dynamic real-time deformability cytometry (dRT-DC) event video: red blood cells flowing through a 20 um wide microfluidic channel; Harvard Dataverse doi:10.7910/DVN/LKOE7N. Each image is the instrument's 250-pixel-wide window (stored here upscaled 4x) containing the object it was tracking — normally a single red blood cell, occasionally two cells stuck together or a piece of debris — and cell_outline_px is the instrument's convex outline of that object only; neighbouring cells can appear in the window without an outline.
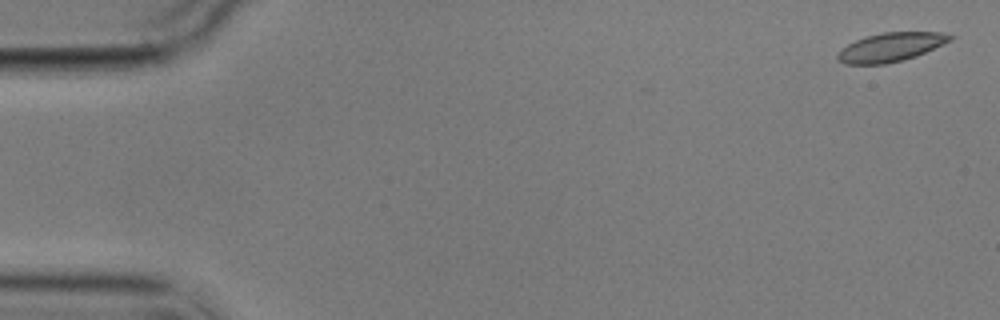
{"species": "common noctule bat (a hibernating species)", "species_latin": "Nyctalus noctula", "temperature_condition": "cold", "stored_images_in_passage": 4, "camera_frame_rate_fps": 3000, "um_per_image_px": 0.085, "animal": {"sex": "male", "body_mass_g": 17.9}, "frame": {"image": 1, "passage_image": 1, "time_ms": 0.0, "image_size_px": [1000, 320], "cell_outline_px": [[956, 36], [952, 40], [944, 44], [916, 56], [904, 60], [884, 64], [844, 64], [836, 60], [836, 56], [848, 44], [856, 40], [868, 36], [884, 32], [940, 32]], "centroid_in_image_um": [75.75, 4.01], "position_along_channel_um": 9.3, "area_um2": 18.84}}